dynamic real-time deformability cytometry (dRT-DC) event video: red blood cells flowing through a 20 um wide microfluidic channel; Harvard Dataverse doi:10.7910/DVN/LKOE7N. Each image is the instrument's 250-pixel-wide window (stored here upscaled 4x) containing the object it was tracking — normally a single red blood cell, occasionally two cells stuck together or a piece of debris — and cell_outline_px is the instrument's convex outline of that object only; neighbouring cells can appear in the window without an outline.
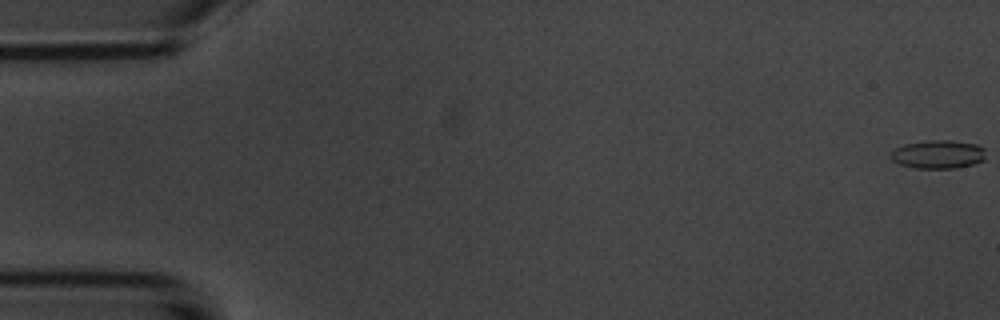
{"species": "common noctule bat (a hibernating species)", "species_latin": "Nyctalus noctula", "temperature_condition": "room temperature", "stored_images_in_passage": 16, "camera_frame_rate_fps": 3000, "um_per_image_px": 0.085, "animal": {"sex": "male", "body_mass_g": 20.1, "forearm_length_mm": 53.5}, "frame": {"image": 1, "passage_image": 1, "time_ms": 0.0, "image_size_px": [1000, 320], "cell_outline_px": [[984, 160], [972, 164], [956, 168], [912, 168], [900, 164], [892, 160], [888, 156], [888, 152], [904, 144], [928, 140], [952, 140], [976, 144], [984, 148]], "centroid_in_image_um": [79.69, 13.11], "position_along_channel_um": 5.3, "area_um2": 15.9}}
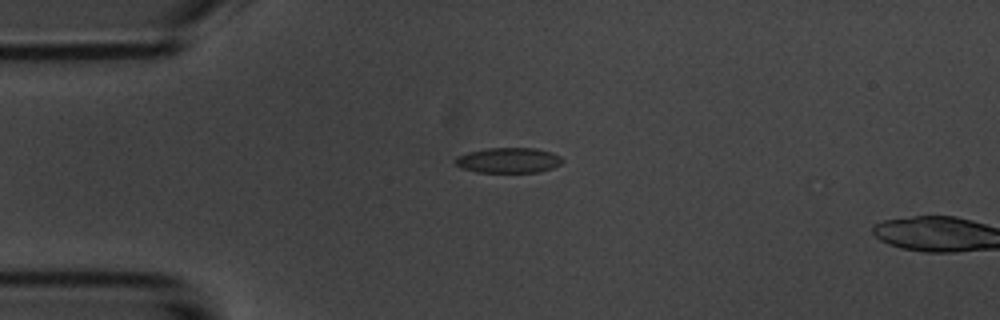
{"frame": {"image": 2, "passage_image": 14, "time_ms": 4.333, "image_size_px": [1000, 320], "cell_outline_px": [[564, 160], [560, 164], [552, 168], [540, 172], [476, 172], [460, 168], [456, 164], [456, 156], [468, 152], [488, 148], [536, 148], [552, 152], [560, 156]], "centroid_in_image_um": [43.23, 13.62], "position_along_channel_um": 41.8, "area_um2": 15.84}}